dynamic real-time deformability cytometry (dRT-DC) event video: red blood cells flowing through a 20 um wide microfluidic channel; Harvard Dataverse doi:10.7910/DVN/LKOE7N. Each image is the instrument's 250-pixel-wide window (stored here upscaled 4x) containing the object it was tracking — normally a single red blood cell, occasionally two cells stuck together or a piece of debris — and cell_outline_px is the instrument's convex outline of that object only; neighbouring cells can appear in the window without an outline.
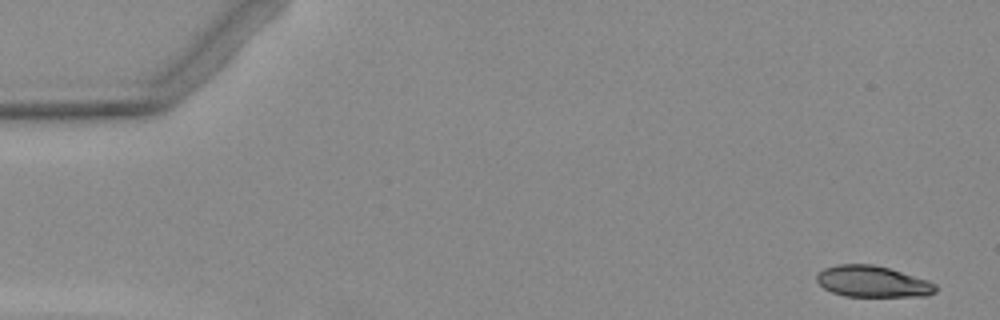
{"species": "Egyptian fruit bat (a non-hibernating species)", "species_latin": "Rousettus aegyptiacus", "temperature_condition": "warm", "stored_images_in_passage": 5, "camera_frame_rate_fps": 3000, "um_per_image_px": 0.085, "animal": {"sex": "female"}, "frame": {"image": 1, "passage_image": 1, "time_ms": 0.0, "image_size_px": [1000, 320], "cell_outline_px": [[940, 288], [936, 292], [928, 296], [844, 296], [832, 292], [824, 288], [816, 280], [816, 276], [824, 268], [840, 264], [872, 264], [888, 268], [928, 280], [936, 284]], "centroid_in_image_um": [74.21, 23.94], "position_along_channel_um": 10.8, "area_um2": 21.68}}
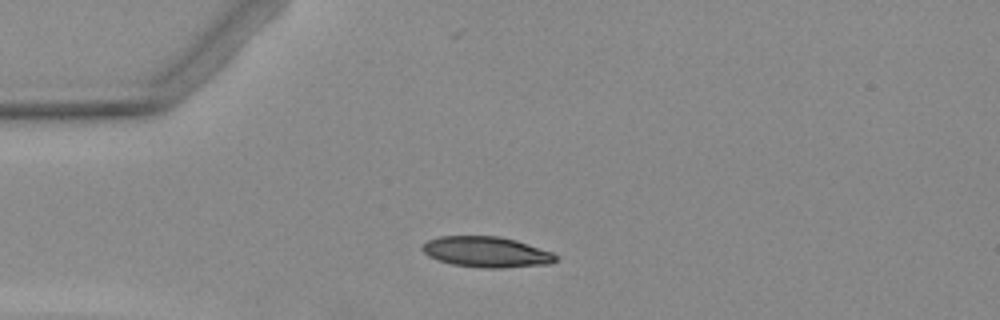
{"frame": {"image": 2, "passage_image": 4, "time_ms": 3.667, "image_size_px": [1000, 320], "cell_outline_px": [[560, 256], [552, 264], [504, 268], [484, 268], [452, 264], [428, 256], [420, 248], [428, 240], [440, 236], [500, 236], [516, 240], [552, 252]], "centroid_in_image_um": [41.39, 21.42], "position_along_channel_um": 43.6, "area_um2": 23.93}}